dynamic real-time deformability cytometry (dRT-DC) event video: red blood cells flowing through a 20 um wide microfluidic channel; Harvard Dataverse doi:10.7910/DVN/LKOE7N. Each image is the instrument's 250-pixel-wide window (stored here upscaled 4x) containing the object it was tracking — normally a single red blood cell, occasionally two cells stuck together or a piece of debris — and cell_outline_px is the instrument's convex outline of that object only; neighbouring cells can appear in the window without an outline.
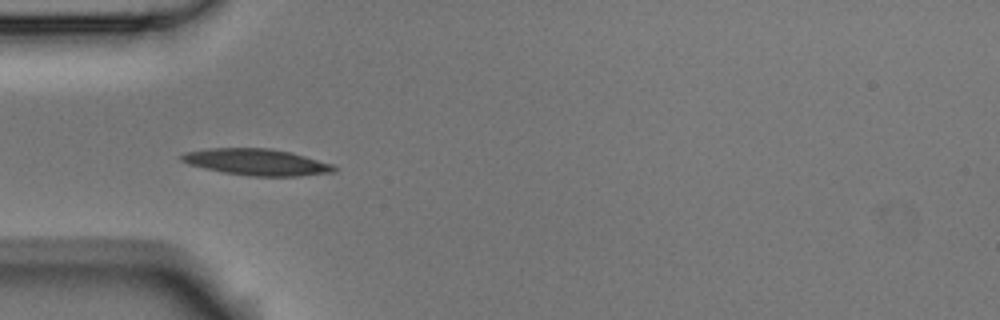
{"species": "Egyptian fruit bat (a non-hibernating species)", "species_latin": "Rousettus aegyptiacus", "temperature_condition": "room temperature", "stored_images_in_passage": 7, "camera_frame_rate_fps": 3000, "um_per_image_px": 0.085, "animal": {"sex": "male"}, "frame": {"image": 1, "passage_image": 1, "time_ms": 0.0, "image_size_px": [1000, 320], "cell_outline_px": [[336, 172], [300, 176], [248, 176], [224, 172], [204, 168], [188, 164], [180, 160], [180, 156], [184, 152], [208, 148], [268, 148], [292, 152], [332, 164], [336, 168]], "centroid_in_image_um": [21.81, 13.77], "position_along_channel_um": 63.2, "area_um2": 23.58}}
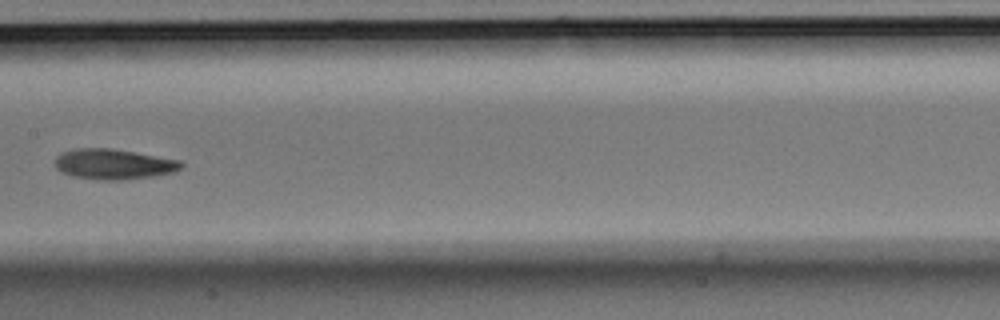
{"frame": {"image": 2, "passage_image": 4, "time_ms": 1.0, "image_size_px": [1000, 320], "cell_outline_px": [[184, 164], [176, 172], [152, 176], [124, 180], [96, 180], [72, 176], [56, 168], [56, 156], [60, 152], [76, 148], [112, 148], [180, 160]], "centroid_in_image_um": [9.66, 13.95], "position_along_channel_um": 197.7, "area_um2": 22.43}}
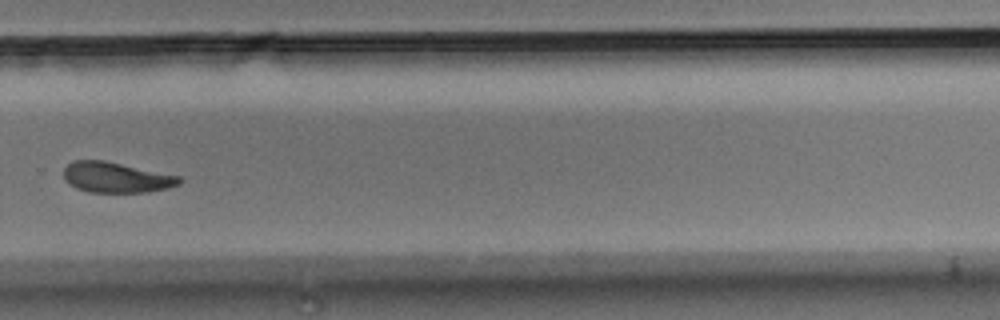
{"frame": {"image": 3, "passage_image": 7, "time_ms": 2.0, "image_size_px": [1000, 320], "cell_outline_px": [[184, 180], [180, 184], [168, 188], [144, 192], [88, 192], [76, 188], [68, 184], [64, 180], [64, 168], [72, 160], [104, 160], [180, 176]], "centroid_in_image_um": [9.86, 15.08], "position_along_channel_um": 319.9, "area_um2": 20.63}}